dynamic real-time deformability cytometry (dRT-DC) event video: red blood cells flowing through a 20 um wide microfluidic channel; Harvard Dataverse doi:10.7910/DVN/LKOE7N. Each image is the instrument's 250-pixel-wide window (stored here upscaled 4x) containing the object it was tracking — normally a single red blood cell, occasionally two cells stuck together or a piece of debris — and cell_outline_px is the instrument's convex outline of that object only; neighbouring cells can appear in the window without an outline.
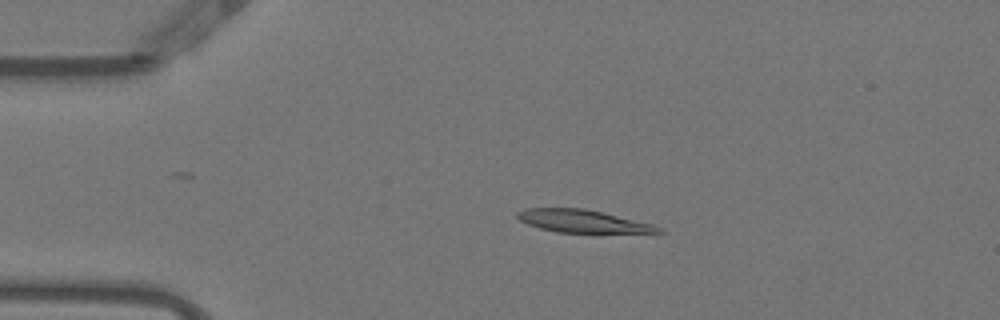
{"species": "Egyptian fruit bat (a non-hibernating species)", "species_latin": "Rousettus aegyptiacus", "temperature_condition": "warm", "stored_images_in_passage": 51, "camera_frame_rate_fps": 3000, "um_per_image_px": 0.085, "animal": {"sex": "female"}, "frame": {"image": 1, "passage_image": 10, "time_ms": 3.0, "image_size_px": [1000, 320], "cell_outline_px": [[664, 232], [556, 232], [540, 228], [528, 224], [520, 220], [516, 216], [516, 212], [524, 208], [584, 208], [604, 212], [652, 224], [660, 228]], "centroid_in_image_um": [49.46, 18.78], "position_along_channel_um": 35.5, "area_um2": 18.38}}
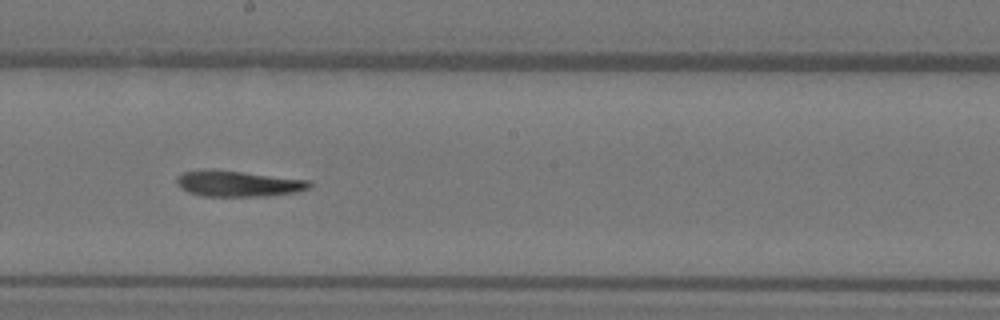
{"frame": {"image": 2, "passage_image": 28, "time_ms": 9.0, "image_size_px": [1000, 320], "cell_outline_px": [[312, 188], [296, 192], [268, 196], [204, 196], [188, 192], [180, 188], [176, 184], [176, 176], [184, 172], [204, 168], [208, 168], [244, 172], [312, 180]], "centroid_in_image_um": [20.24, 15.59], "position_along_channel_um": 228.0, "area_um2": 20.46}}
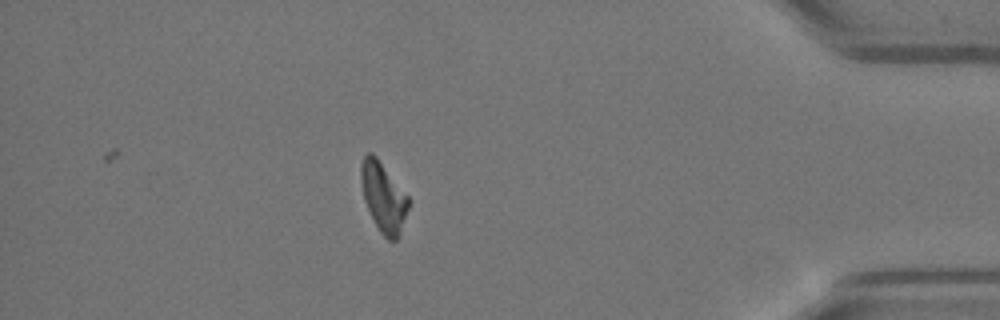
{"frame": {"image": 3, "passage_image": 45, "time_ms": 14.667, "image_size_px": [1000, 320], "cell_outline_px": [[408, 208], [400, 236], [396, 240], [388, 240], [380, 232], [364, 200], [360, 180], [360, 164], [364, 156], [368, 152], [372, 152], [376, 156], [408, 196]], "centroid_in_image_um": [32.58, 16.74], "position_along_channel_um": 402.6, "area_um2": 19.07}, "authors_computed_cell_mechanics": {"area_um2": 20.0566, "velocity_mm_per_s": 3.839, "shape_relaxation_time_tau1_ms": null, "shape_relaxation_time_tau2_ms": 6.199, "deformation_change_tau1": null, "deformation_change_tau2": 0.1677}}